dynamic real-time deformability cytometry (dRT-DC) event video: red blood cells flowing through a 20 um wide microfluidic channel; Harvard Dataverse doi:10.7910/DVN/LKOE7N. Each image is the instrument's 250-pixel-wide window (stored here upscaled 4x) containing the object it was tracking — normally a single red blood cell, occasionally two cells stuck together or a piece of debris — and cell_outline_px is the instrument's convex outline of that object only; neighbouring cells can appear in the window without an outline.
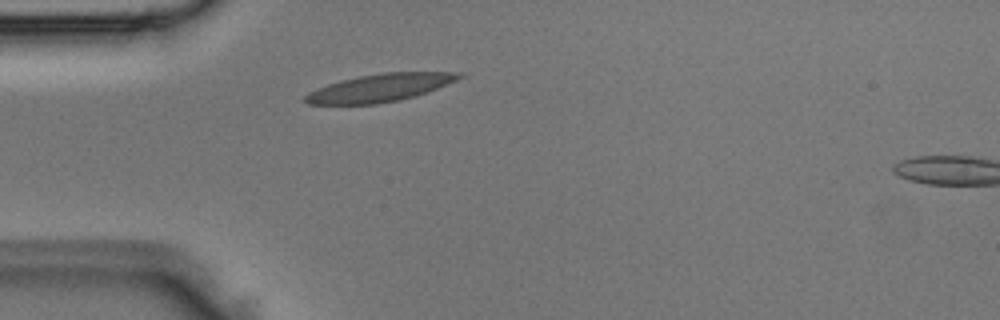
{"species": "Egyptian fruit bat (a non-hibernating species)", "species_latin": "Rousettus aegyptiacus", "temperature_condition": "room temperature", "stored_images_in_passage": 1, "camera_frame_rate_fps": 3000, "um_per_image_px": 0.085, "animal": {"sex": "male"}, "frame": {"image": 1, "passage_image": 1, "time_ms": 0.0, "image_size_px": [1000, 320], "cell_outline_px": [[464, 76], [456, 80], [436, 88], [400, 100], [376, 104], [308, 104], [304, 100], [304, 96], [308, 92], [328, 84], [340, 80], [360, 76], [384, 72], [460, 72]], "centroid_in_image_um": [32.25, 7.46], "position_along_channel_um": 52.7, "area_um2": 24.51}}